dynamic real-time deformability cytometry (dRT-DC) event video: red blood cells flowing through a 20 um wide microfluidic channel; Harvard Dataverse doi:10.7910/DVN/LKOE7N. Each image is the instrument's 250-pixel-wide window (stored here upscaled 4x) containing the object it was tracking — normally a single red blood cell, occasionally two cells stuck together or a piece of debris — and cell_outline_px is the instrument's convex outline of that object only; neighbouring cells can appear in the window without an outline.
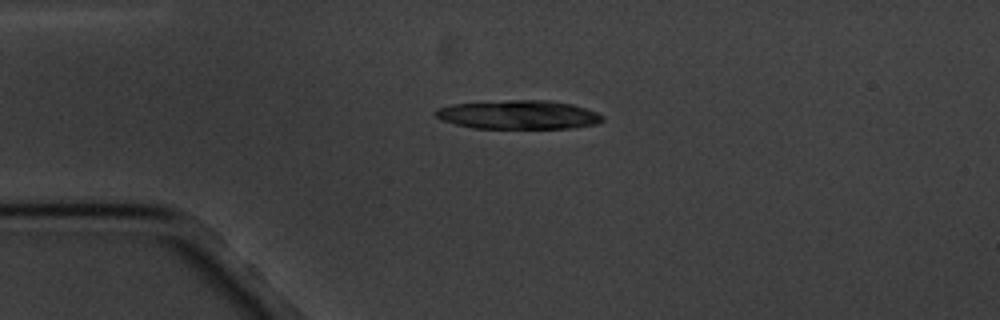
{"species": "common noctule bat (a hibernating species)", "species_latin": "Nyctalus noctula", "temperature_condition": "cold", "stored_images_in_passage": 3, "camera_frame_rate_fps": 3000, "um_per_image_px": 0.085, "animal": {"sex": "male", "body_mass_g": 20.1, "forearm_length_mm": 53.5}, "frame": {"image": 1, "passage_image": 2, "time_ms": 2.0, "image_size_px": [1000, 320], "cell_outline_px": [[604, 120], [596, 124], [572, 128], [472, 128], [440, 120], [432, 112], [436, 108], [452, 104], [508, 100], [548, 100], [572, 104], [596, 112], [604, 116]], "centroid_in_image_um": [44.04, 9.75], "position_along_channel_um": 41.0, "area_um2": 28.15}}